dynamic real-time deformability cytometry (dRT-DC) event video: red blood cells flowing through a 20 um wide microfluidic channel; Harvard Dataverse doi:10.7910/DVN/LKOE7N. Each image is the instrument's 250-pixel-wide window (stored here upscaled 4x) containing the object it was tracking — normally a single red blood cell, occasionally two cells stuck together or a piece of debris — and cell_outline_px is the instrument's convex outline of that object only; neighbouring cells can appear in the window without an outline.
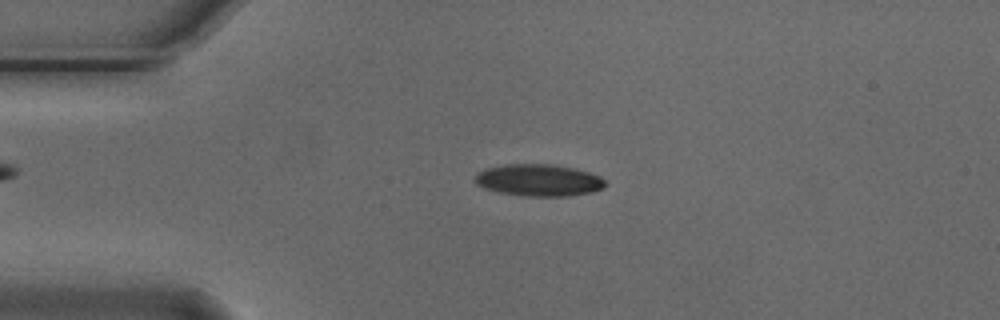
{"species": "Egyptian fruit bat (a non-hibernating species)", "species_latin": "Rousettus aegyptiacus", "temperature_condition": "cold", "stored_images_in_passage": 4, "camera_frame_rate_fps": 3000, "um_per_image_px": 0.085, "animal": {"sex": "male"}, "frame": {"image": 1, "passage_image": 2, "time_ms": 0.333, "image_size_px": [1000, 320], "cell_outline_px": [[604, 188], [592, 192], [568, 196], [524, 196], [500, 192], [484, 188], [476, 184], [476, 172], [484, 168], [504, 164], [552, 164], [572, 168], [588, 172], [600, 176], [604, 180]], "centroid_in_image_um": [45.76, 15.31], "position_along_channel_um": 39.2, "area_um2": 24.22}}
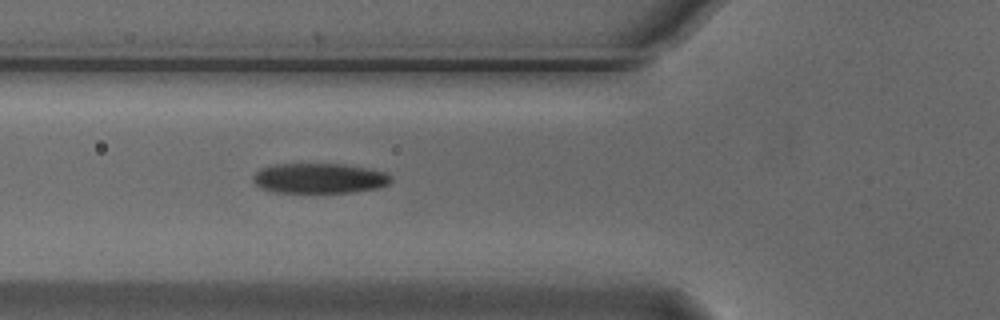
{"frame": {"image": 2, "passage_image": 4, "time_ms": 1.0, "image_size_px": [1000, 320], "cell_outline_px": [[392, 180], [388, 184], [380, 188], [352, 192], [272, 192], [260, 188], [252, 180], [252, 176], [260, 168], [272, 164], [344, 164], [388, 172], [392, 176]], "centroid_in_image_um": [27.15, 15.15], "position_along_channel_um": 98.7, "area_um2": 24.45}}